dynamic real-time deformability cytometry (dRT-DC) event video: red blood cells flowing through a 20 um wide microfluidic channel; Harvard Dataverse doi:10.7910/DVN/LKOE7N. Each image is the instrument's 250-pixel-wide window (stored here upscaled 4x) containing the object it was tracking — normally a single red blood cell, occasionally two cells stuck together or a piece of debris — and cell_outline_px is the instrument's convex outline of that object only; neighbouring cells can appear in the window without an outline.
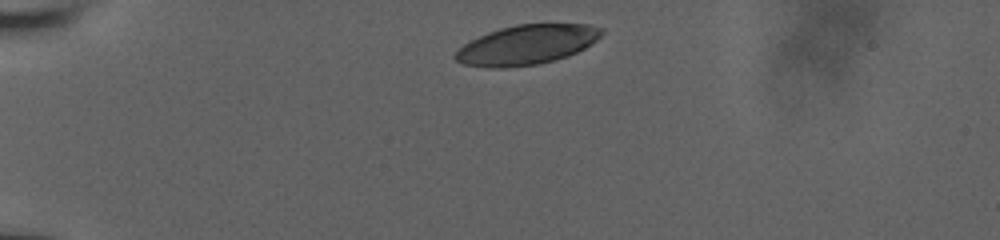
{"species": "human", "species_latin": "Homo sapiens", "temperature_condition": "room temperature", "stored_images_in_passage": 22, "camera_frame_rate_fps": 3000, "um_per_image_px": 0.085, "donor": {"sex": "male"}, "frame": {"image": 1, "passage_image": 1, "time_ms": 0.0, "image_size_px": [1000, 240], "cell_outline_px": [[604, 32], [596, 40], [584, 48], [568, 56], [556, 60], [540, 64], [504, 68], [492, 68], [464, 64], [456, 60], [452, 56], [464, 44], [488, 32], [500, 28], [516, 24], [588, 24], [604, 28]], "centroid_in_image_um": [44.79, 3.81], "position_along_channel_um": 40.2, "area_um2": 33.76}}
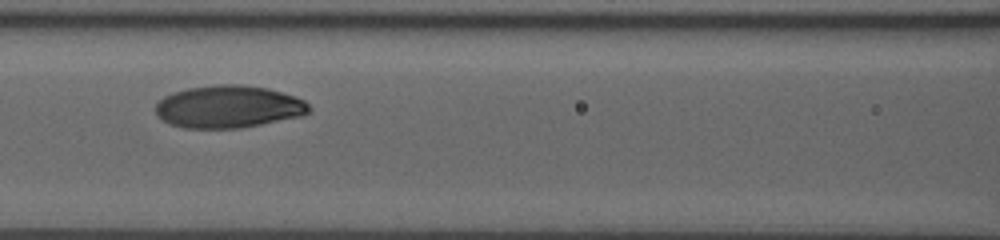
{"frame": {"image": 2, "passage_image": 13, "time_ms": 4.333, "image_size_px": [1000, 240], "cell_outline_px": [[312, 108], [308, 112], [300, 116], [240, 128], [184, 128], [168, 124], [156, 116], [156, 104], [164, 96], [172, 92], [188, 88], [216, 84], [244, 84], [268, 88], [304, 100]], "centroid_in_image_um": [19.37, 9.07], "position_along_channel_um": 147.2, "area_um2": 38.03}}
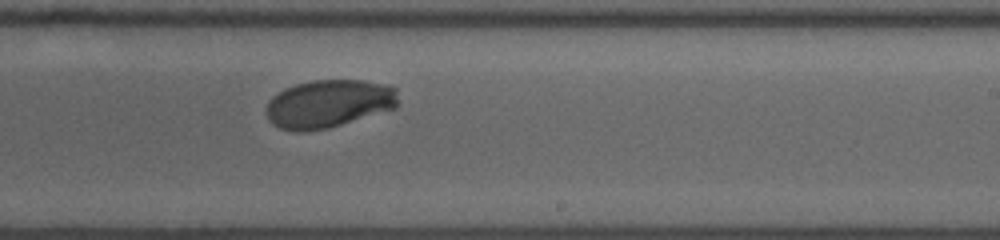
{"frame": {"image": 3, "passage_image": 22, "time_ms": 7.333, "image_size_px": [1000, 240], "cell_outline_px": [[396, 108], [328, 128], [300, 132], [296, 132], [280, 128], [272, 124], [268, 120], [268, 100], [272, 96], [284, 88], [296, 84], [312, 80], [364, 80], [388, 84], [396, 88]], "centroid_in_image_um": [27.93, 8.81], "position_along_channel_um": 261.1, "area_um2": 36.93}}